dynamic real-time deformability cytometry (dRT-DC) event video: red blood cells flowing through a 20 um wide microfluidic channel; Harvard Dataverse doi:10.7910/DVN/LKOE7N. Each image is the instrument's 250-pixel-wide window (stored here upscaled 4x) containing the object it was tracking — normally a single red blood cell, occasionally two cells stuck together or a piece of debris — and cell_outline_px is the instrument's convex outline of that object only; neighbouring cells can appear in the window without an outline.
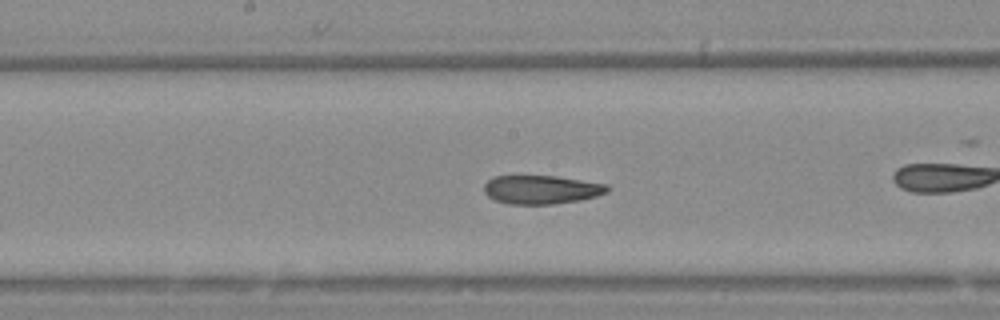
{"species": "Egyptian fruit bat (a non-hibernating species)", "species_latin": "Rousettus aegyptiacus", "temperature_condition": "warm", "stored_images_in_passage": 18, "camera_frame_rate_fps": 3000, "um_per_image_px": 0.085, "animal": {"sex": "female"}, "frame": {"image": 1, "passage_image": 13, "time_ms": 4.0, "image_size_px": [1000, 320], "cell_outline_px": [[612, 188], [608, 192], [596, 196], [580, 200], [552, 204], [508, 204], [496, 200], [488, 196], [484, 192], [484, 184], [492, 176], [556, 176], [608, 184]], "centroid_in_image_um": [46.04, 16.11], "position_along_channel_um": 202.2, "area_um2": 20.69}}
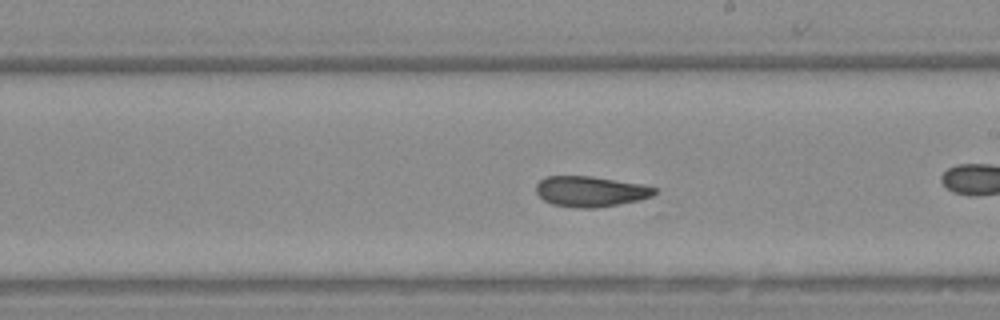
{"frame": {"image": 2, "passage_image": 16, "time_ms": 5.0, "image_size_px": [1000, 320], "cell_outline_px": [[656, 192], [652, 196], [640, 200], [596, 208], [576, 208], [552, 204], [544, 200], [536, 192], [536, 184], [544, 176], [592, 176], [640, 184], [656, 188]], "centroid_in_image_um": [50.17, 16.27], "position_along_channel_um": 238.8, "area_um2": 21.04}}